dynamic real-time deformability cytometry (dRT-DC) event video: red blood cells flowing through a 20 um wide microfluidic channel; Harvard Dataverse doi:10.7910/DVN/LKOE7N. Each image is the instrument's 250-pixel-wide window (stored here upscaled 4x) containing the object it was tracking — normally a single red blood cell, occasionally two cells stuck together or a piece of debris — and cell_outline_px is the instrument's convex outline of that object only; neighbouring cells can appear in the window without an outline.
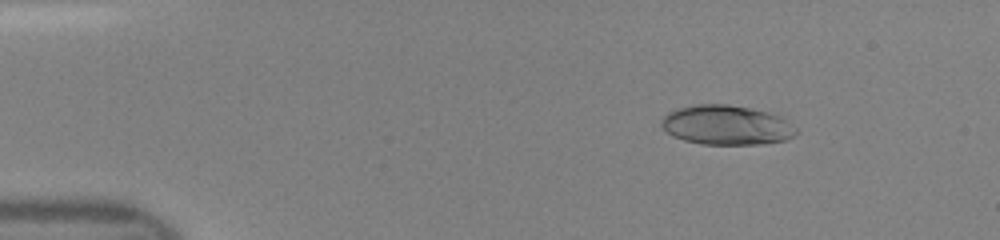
{"species": "human", "species_latin": "Homo sapiens", "temperature_condition": "room temperature", "stored_images_in_passage": 47, "camera_frame_rate_fps": 3000, "um_per_image_px": 0.085, "donor": {"sex": "female"}, "frame": {"image": 1, "passage_image": 7, "time_ms": 2.0, "image_size_px": [1000, 240], "cell_outline_px": [[800, 132], [784, 140], [760, 144], [700, 144], [684, 140], [672, 136], [660, 124], [660, 120], [668, 112], [676, 108], [696, 104], [728, 104], [768, 112], [780, 116], [796, 128]], "centroid_in_image_um": [61.72, 10.63], "position_along_channel_um": 23.3, "area_um2": 31.04}}
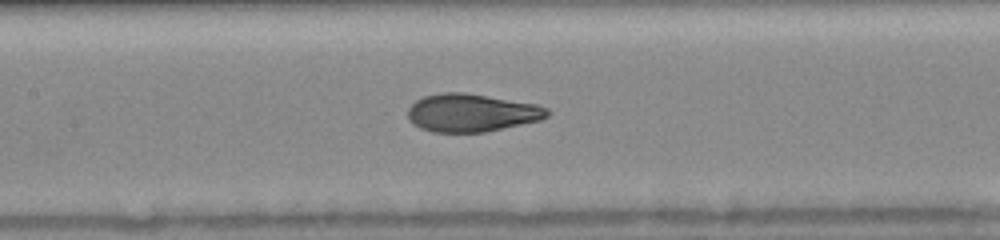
{"frame": {"image": 2, "passage_image": 23, "time_ms": 7.333, "image_size_px": [1000, 240], "cell_outline_px": [[552, 112], [548, 116], [540, 120], [484, 132], [432, 132], [420, 128], [412, 124], [408, 120], [408, 108], [416, 100], [424, 96], [440, 92], [464, 92], [536, 104], [548, 108]], "centroid_in_image_um": [40.06, 9.58], "position_along_channel_um": 167.3, "area_um2": 30.92}}
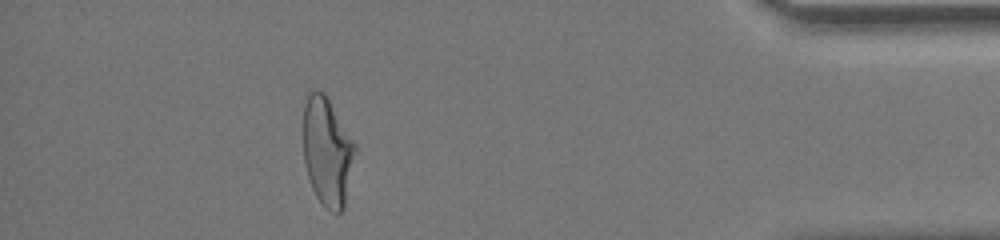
{"frame": {"image": 3, "passage_image": 43, "time_ms": 14.0, "image_size_px": [1000, 240], "cell_outline_px": [[356, 148], [344, 208], [336, 216], [324, 208], [316, 196], [312, 188], [304, 164], [304, 92], [308, 88], [316, 88], [324, 92], [356, 144]], "centroid_in_image_um": [27.79, 12.85], "position_along_channel_um": 407.4, "area_um2": 33.29}}